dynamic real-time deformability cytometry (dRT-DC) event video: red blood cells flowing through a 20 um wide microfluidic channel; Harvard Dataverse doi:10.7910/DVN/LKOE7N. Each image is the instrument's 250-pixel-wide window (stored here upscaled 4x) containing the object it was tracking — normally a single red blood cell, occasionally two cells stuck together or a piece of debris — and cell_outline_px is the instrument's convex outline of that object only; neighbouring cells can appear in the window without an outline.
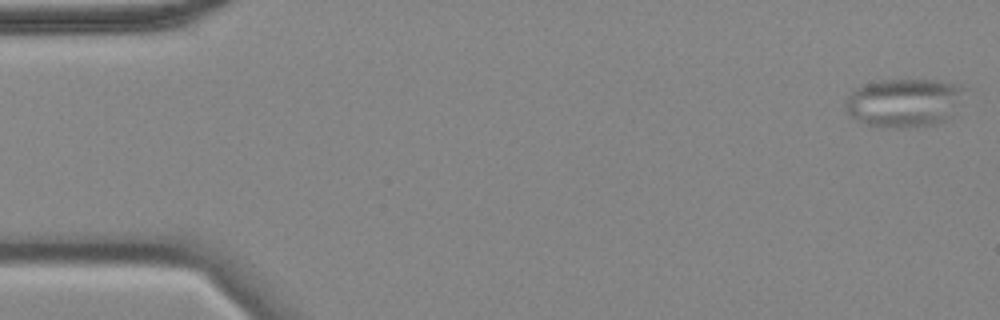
{"species": "common noctule bat (a hibernating species)", "species_latin": "Nyctalus noctula", "temperature_condition": "cold", "stored_images_in_passage": 56, "camera_frame_rate_fps": 3000, "um_per_image_px": 0.085, "animal": {"sex": "female", "body_mass_g": 18.4}, "frame": {"image": 1, "passage_image": 1, "time_ms": 0.0, "image_size_px": [1000, 320], "cell_outline_px": [[968, 88], [944, 120], [932, 124], [912, 128], [872, 128], [860, 124], [844, 108], [844, 104], [848, 96], [856, 88], [876, 80], [936, 80], [956, 84]], "centroid_in_image_um": [76.75, 8.75], "position_along_channel_um": 8.2, "area_um2": 33.81}}
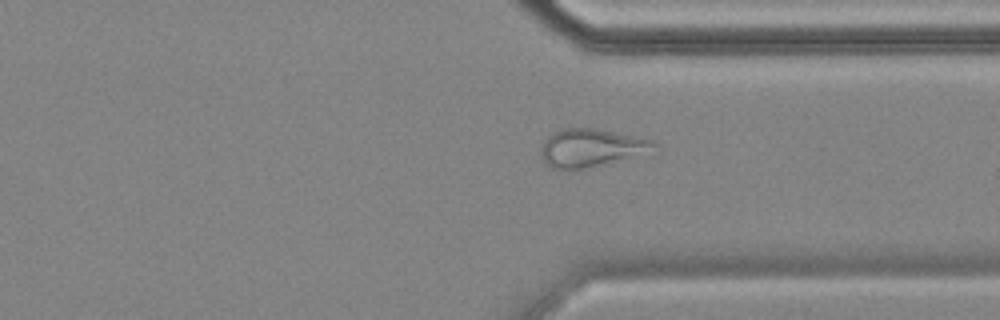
{"frame": {"image": 2, "passage_image": 42, "time_ms": 13.667, "image_size_px": [1000, 320], "cell_outline_px": [[660, 144], [652, 156], [568, 172], [552, 168], [544, 164], [540, 156], [540, 148], [544, 140], [552, 132], [564, 128], [596, 128], [652, 140]], "centroid_in_image_um": [50.34, 12.63], "position_along_channel_um": 361.1, "area_um2": 26.76}}
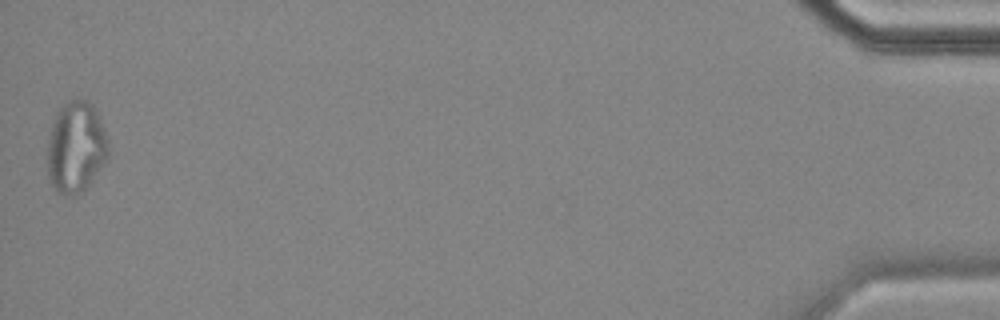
{"frame": {"image": 3, "passage_image": 56, "time_ms": 18.333, "image_size_px": [1000, 320], "cell_outline_px": [[108, 156], [104, 164], [84, 192], [72, 196], [64, 196], [52, 184], [48, 176], [48, 140], [52, 124], [56, 112], [68, 100], [76, 96], [88, 100], [96, 108], [108, 136]], "centroid_in_image_um": [6.48, 12.47], "position_along_channel_um": 428.7, "area_um2": 33.0}, "authors_computed_cell_mechanics": {"area_um2": 28.322, "velocity_mm_per_s": 3.5204, "shape_relaxation_time_tau1_ms": null, "shape_relaxation_time_tau2_ms": 3.0089, "deformation_change_tau1": null, "deformation_change_tau2": 0.1071}}